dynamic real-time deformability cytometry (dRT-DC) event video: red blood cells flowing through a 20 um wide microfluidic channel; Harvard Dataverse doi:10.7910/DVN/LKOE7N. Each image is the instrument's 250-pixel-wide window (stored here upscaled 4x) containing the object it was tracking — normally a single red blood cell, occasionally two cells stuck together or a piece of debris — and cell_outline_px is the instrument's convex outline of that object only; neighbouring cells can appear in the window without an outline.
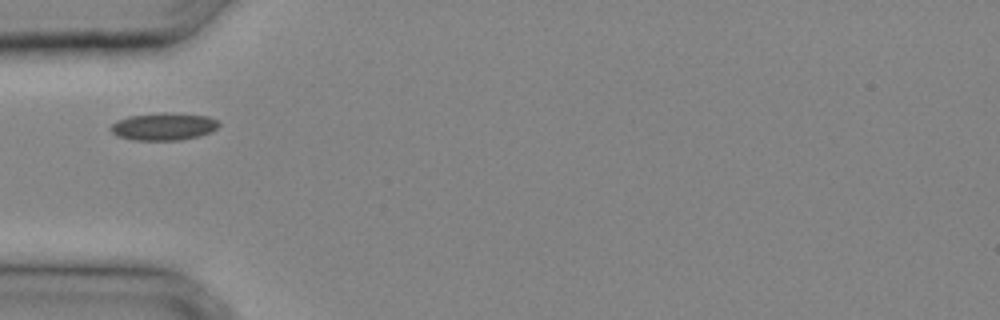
{"species": "common noctule bat (a hibernating species)", "species_latin": "Nyctalus noctula", "temperature_condition": "cold", "stored_images_in_passage": 19, "camera_frame_rate_fps": 3000, "um_per_image_px": 0.085, "animal": {"sex": "male", "body_mass_g": 20.4}, "frame": {"image": 1, "passage_image": 1, "time_ms": 0.0, "image_size_px": [1000, 320], "cell_outline_px": [[220, 124], [212, 132], [200, 136], [180, 140], [132, 140], [116, 136], [112, 132], [112, 124], [128, 116], [164, 112], [172, 112], [208, 116], [216, 120]], "centroid_in_image_um": [13.94, 10.75], "position_along_channel_um": 71.1, "area_um2": 17.34}}
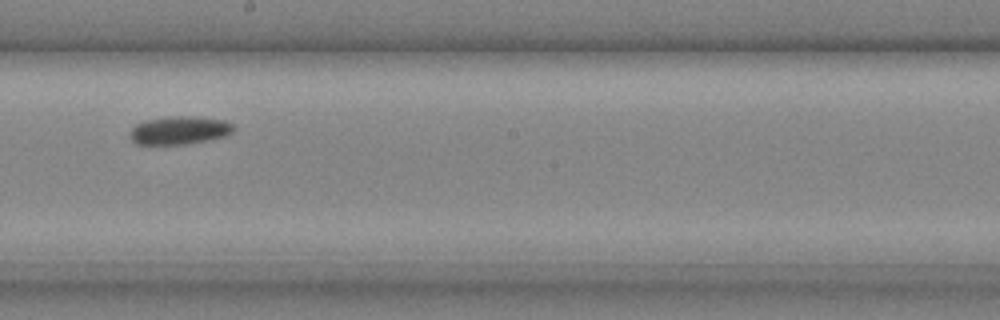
{"frame": {"image": 2, "passage_image": 9, "time_ms": 2.667, "image_size_px": [1000, 320], "cell_outline_px": [[236, 128], [232, 132], [224, 136], [208, 140], [184, 144], [136, 144], [128, 136], [132, 128], [136, 124], [144, 120], [168, 116], [184, 116], [224, 120], [232, 124]], "centroid_in_image_um": [15.21, 11.07], "position_along_channel_um": 233.0, "area_um2": 16.94}}
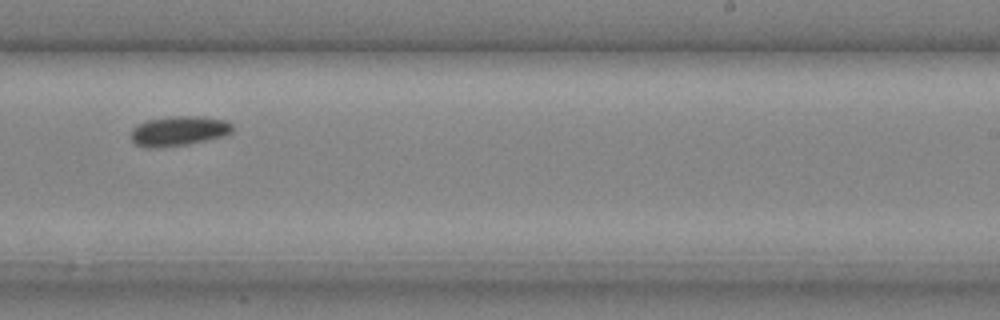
{"frame": {"image": 3, "passage_image": 11, "time_ms": 3.333, "image_size_px": [1000, 320], "cell_outline_px": [[236, 128], [232, 132], [224, 136], [188, 144], [160, 148], [148, 148], [136, 144], [132, 140], [132, 128], [148, 120], [168, 116], [192, 116], [224, 120], [232, 124]], "centroid_in_image_um": [15.21, 11.14], "position_along_channel_um": 273.8, "area_um2": 17.57}}